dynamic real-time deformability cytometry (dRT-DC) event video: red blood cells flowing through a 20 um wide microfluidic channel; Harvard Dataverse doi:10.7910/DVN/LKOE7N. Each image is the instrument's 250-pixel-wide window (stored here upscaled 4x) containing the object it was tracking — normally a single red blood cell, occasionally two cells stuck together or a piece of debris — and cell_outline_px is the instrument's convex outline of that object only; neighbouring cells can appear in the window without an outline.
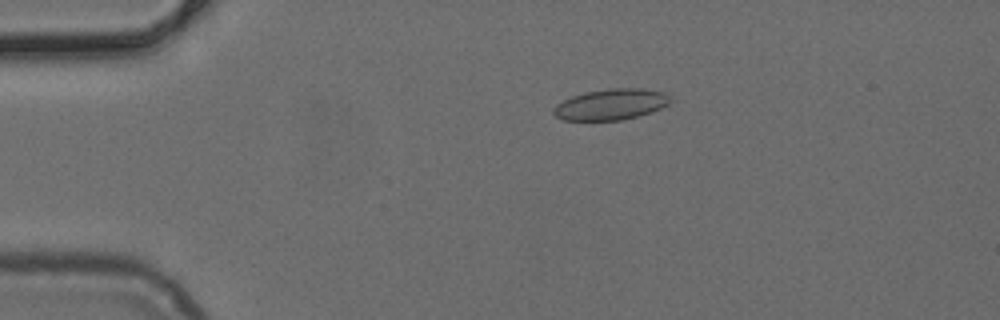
{"species": "common noctule bat (a hibernating species)", "species_latin": "Nyctalus noctula", "temperature_condition": "cold", "stored_images_in_passage": 42, "camera_frame_rate_fps": 3000, "um_per_image_px": 0.085, "animal": {"sex": "female", "body_mass_g": 24.6, "forearm_length_mm": 56.2}, "frame": {"image": 1, "passage_image": 1, "time_ms": 0.0, "image_size_px": [1000, 320], "cell_outline_px": [[672, 100], [668, 104], [660, 108], [624, 120], [564, 120], [556, 116], [552, 112], [556, 104], [572, 96], [584, 92], [608, 88], [640, 88], [664, 92]], "centroid_in_image_um": [51.91, 8.86], "position_along_channel_um": 33.1, "area_um2": 20.92}}
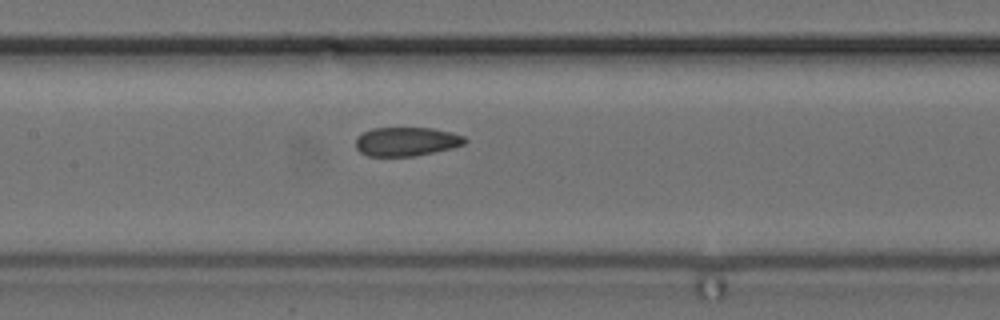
{"frame": {"image": 2, "passage_image": 15, "time_ms": 4.667, "image_size_px": [1000, 320], "cell_outline_px": [[468, 140], [464, 144], [452, 148], [416, 156], [368, 156], [360, 152], [356, 148], [356, 136], [372, 128], [432, 128], [452, 132], [464, 136]], "centroid_in_image_um": [34.55, 12.03], "position_along_channel_um": 172.8, "area_um2": 18.5}}
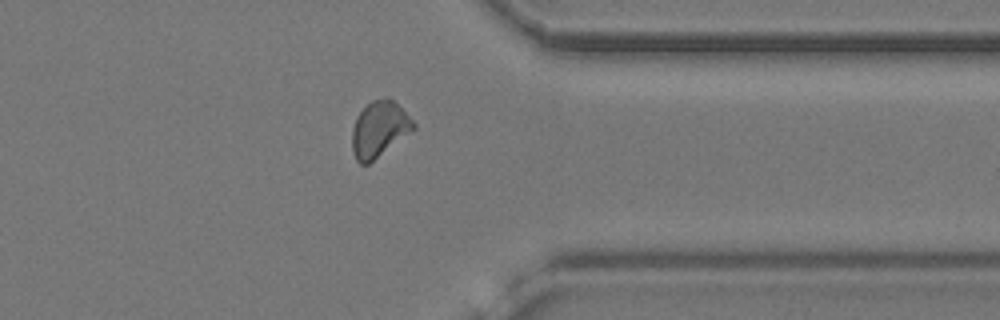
{"frame": {"image": 3, "passage_image": 31, "time_ms": 10.0, "image_size_px": [1000, 320], "cell_outline_px": [[416, 128], [368, 164], [360, 164], [356, 160], [352, 152], [352, 128], [356, 116], [372, 100], [388, 96], [416, 124]], "centroid_in_image_um": [32.2, 10.98], "position_along_channel_um": 379.2, "area_um2": 19.71}}